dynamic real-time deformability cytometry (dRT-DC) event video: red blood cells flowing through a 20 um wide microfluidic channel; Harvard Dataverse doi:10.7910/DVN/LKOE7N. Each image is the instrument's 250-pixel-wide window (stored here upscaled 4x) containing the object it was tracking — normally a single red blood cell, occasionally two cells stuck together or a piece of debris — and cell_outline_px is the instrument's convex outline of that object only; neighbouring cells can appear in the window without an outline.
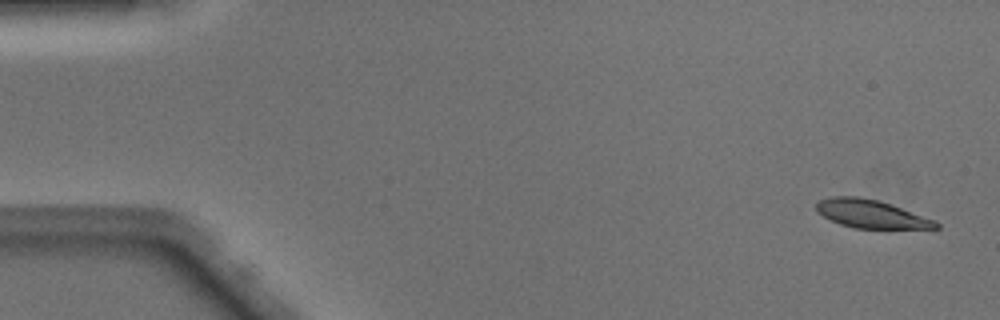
{"species": "Egyptian fruit bat (a non-hibernating species)", "species_latin": "Rousettus aegyptiacus", "temperature_condition": "warm", "stored_images_in_passage": 15, "camera_frame_rate_fps": 3000, "um_per_image_px": 0.085, "animal": {"sex": "male"}, "frame": {"image": 1, "passage_image": 1, "time_ms": 0.0, "image_size_px": [1000, 320], "cell_outline_px": [[940, 228], [852, 228], [840, 224], [816, 212], [816, 204], [820, 200], [832, 196], [860, 196], [876, 200], [936, 220], [940, 224]], "centroid_in_image_um": [74.01, 18.18], "position_along_channel_um": 11.0, "area_um2": 19.36}}
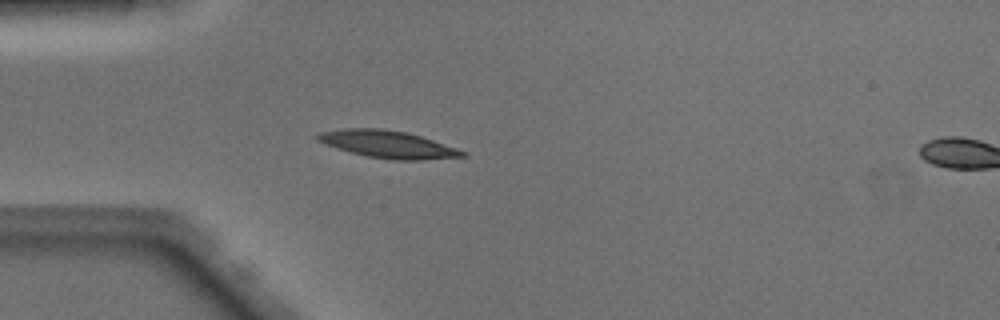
{"frame": {"image": 2, "passage_image": 13, "time_ms": 4.0, "image_size_px": [1000, 320], "cell_outline_px": [[468, 156], [424, 160], [392, 160], [368, 156], [336, 148], [324, 144], [316, 140], [316, 136], [320, 132], [344, 128], [384, 128], [404, 132], [420, 136], [468, 152]], "centroid_in_image_um": [32.97, 12.27], "position_along_channel_um": 52.0, "area_um2": 23.0}}